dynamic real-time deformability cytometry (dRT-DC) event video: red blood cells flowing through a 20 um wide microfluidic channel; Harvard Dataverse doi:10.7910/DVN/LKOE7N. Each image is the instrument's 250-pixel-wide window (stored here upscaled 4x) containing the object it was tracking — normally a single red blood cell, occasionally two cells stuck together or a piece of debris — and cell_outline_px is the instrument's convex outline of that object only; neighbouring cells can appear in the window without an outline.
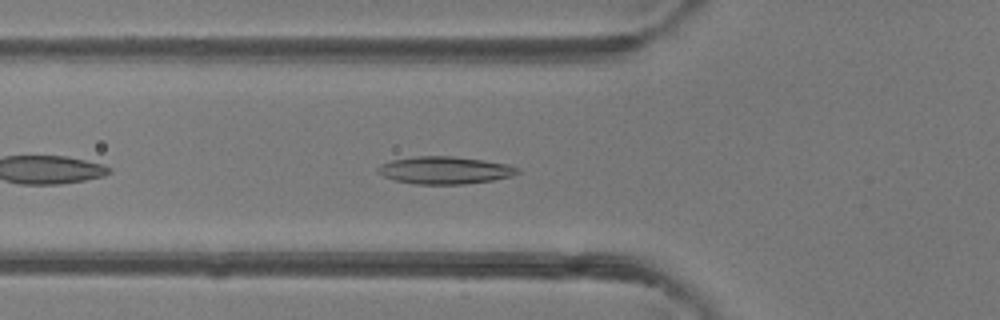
{"species": "common noctule bat (a hibernating species)", "species_latin": "Nyctalus noctula", "temperature_condition": "room temperature", "stored_images_in_passage": 33, "camera_frame_rate_fps": 3000, "um_per_image_px": 0.085, "animal": {"sex": "female"}, "frame": {"image": 1, "passage_image": 2, "time_ms": 0.333, "image_size_px": [1000, 320], "cell_outline_px": [[520, 172], [512, 176], [492, 180], [464, 184], [416, 184], [392, 180], [376, 172], [376, 168], [380, 164], [392, 160], [416, 156], [452, 156], [484, 160], [508, 164], [520, 168]], "centroid_in_image_um": [37.8, 14.47], "position_along_channel_um": 88.0, "area_um2": 22.48}}
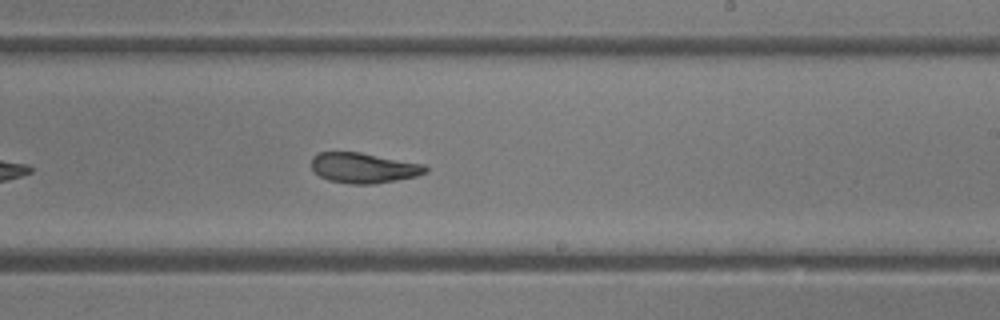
{"frame": {"image": 2, "passage_image": 14, "time_ms": 4.333, "image_size_px": [1000, 320], "cell_outline_px": [[428, 172], [416, 176], [396, 180], [372, 184], [348, 184], [328, 180], [320, 176], [312, 168], [312, 156], [320, 152], [360, 152], [424, 164], [428, 168]], "centroid_in_image_um": [30.91, 14.27], "position_along_channel_um": 258.1, "area_um2": 20.11}}
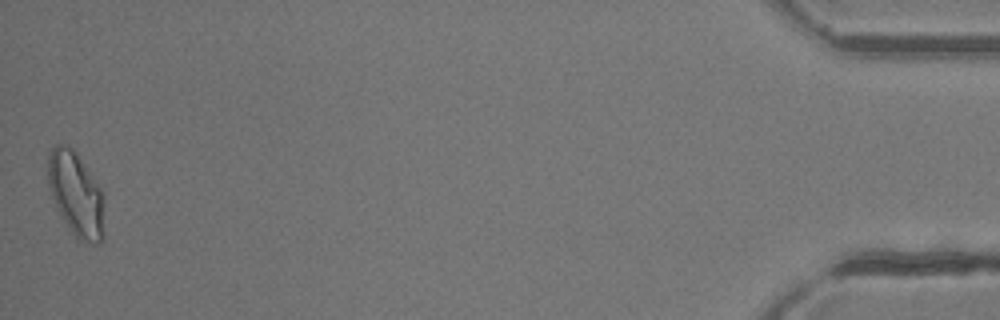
{"frame": {"image": 3, "passage_image": 33, "time_ms": 10.667, "image_size_px": [1000, 320], "cell_outline_px": [[104, 240], [100, 244], [96, 244], [80, 240], [68, 232], [56, 208], [48, 188], [48, 152], [56, 144], [68, 144], [76, 152], [104, 192]], "centroid_in_image_um": [6.47, 16.55], "position_along_channel_um": 428.7, "area_um2": 28.61}}